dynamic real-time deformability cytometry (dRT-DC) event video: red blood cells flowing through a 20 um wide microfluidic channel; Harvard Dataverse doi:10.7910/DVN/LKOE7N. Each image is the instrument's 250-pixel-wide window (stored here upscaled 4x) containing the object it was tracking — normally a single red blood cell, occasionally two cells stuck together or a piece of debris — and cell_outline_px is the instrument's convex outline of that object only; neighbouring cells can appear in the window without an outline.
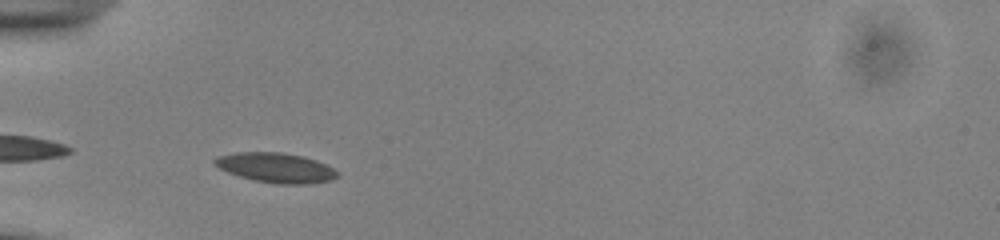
{"species": "common noctule bat (a hibernating species)", "species_latin": "Nyctalus noctula", "temperature_condition": "cold", "stored_images_in_passage": 36, "camera_frame_rate_fps": 3000, "um_per_image_px": 0.085, "animal": {"sex": "male", "body_mass_g": 13.0, "forearm_length_mm": 53.1}, "frame": {"image": 1, "passage_image": 2, "time_ms": 0.333, "image_size_px": [1000, 240], "cell_outline_px": [[340, 176], [332, 180], [308, 184], [280, 184], [252, 180], [228, 172], [212, 164], [212, 160], [216, 156], [236, 152], [280, 152], [304, 156], [316, 160], [340, 172]], "centroid_in_image_um": [23.45, 14.25], "position_along_channel_um": 61.6, "area_um2": 21.5}}
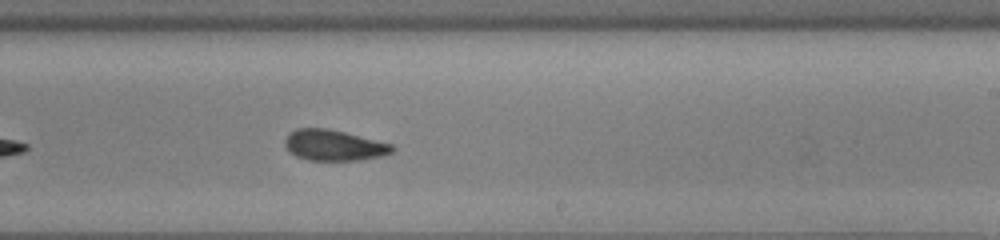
{"frame": {"image": 2, "passage_image": 18, "time_ms": 5.667, "image_size_px": [1000, 240], "cell_outline_px": [[396, 148], [392, 152], [380, 156], [360, 160], [308, 160], [296, 156], [284, 144], [284, 140], [288, 132], [296, 128], [328, 128], [392, 144]], "centroid_in_image_um": [28.36, 12.34], "position_along_channel_um": 260.6, "area_um2": 19.19}}
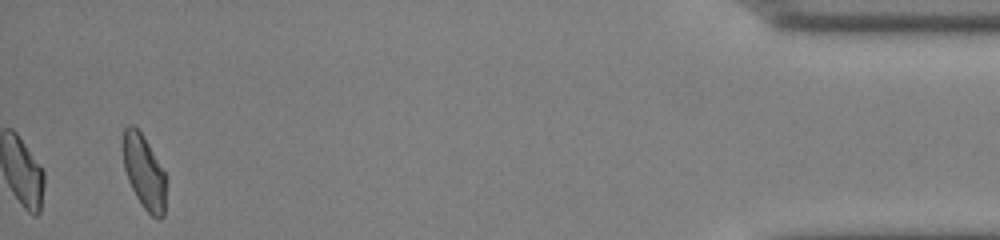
{"frame": {"image": 3, "passage_image": 36, "time_ms": 11.667, "image_size_px": [1000, 240], "cell_outline_px": [[164, 216], [160, 220], [156, 220], [140, 204], [128, 180], [124, 168], [124, 128], [128, 124], [132, 124], [144, 136], [164, 172]], "centroid_in_image_um": [12.24, 14.64], "position_along_channel_um": 423.0, "area_um2": 18.09}, "authors_computed_cell_mechanics": {"area_um2": 19.3341, "velocity_mm_per_s": 3.8754, "shape_relaxation_time_tau1_ms": 3.3186, "shape_relaxation_time_tau2_ms": 2.6489, "deformation_change_tau1": 0.0743, "deformation_change_tau2": 0.072}}